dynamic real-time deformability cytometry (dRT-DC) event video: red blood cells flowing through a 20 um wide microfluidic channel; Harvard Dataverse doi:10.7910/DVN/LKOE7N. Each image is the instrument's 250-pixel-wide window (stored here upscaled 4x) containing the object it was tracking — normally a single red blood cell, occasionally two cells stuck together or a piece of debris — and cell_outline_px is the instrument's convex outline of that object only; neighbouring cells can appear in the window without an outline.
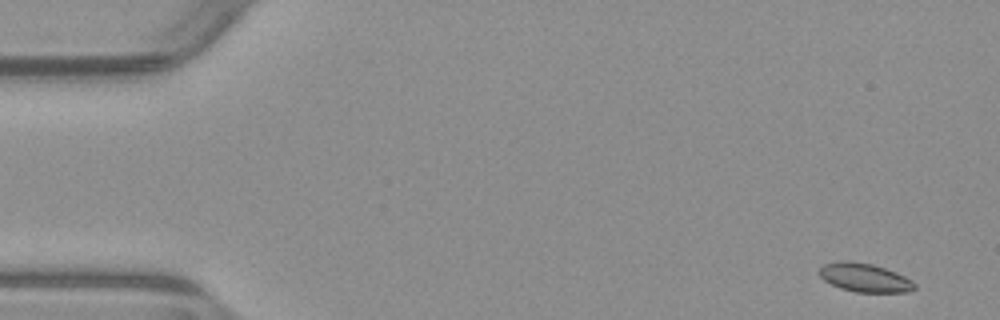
{"species": "common noctule bat (a hibernating species)", "species_latin": "Nyctalus noctula", "temperature_condition": "warm", "stored_images_in_passage": 12, "camera_frame_rate_fps": 3000, "um_per_image_px": 0.085, "animal": {"sex": "male", "body_mass_g": 23.1, "forearm_length_mm": 52.7}, "frame": {"image": 1, "passage_image": 2, "time_ms": 0.333, "image_size_px": [1000, 320], "cell_outline_px": [[916, 288], [908, 292], [856, 292], [840, 288], [824, 280], [820, 276], [820, 268], [824, 264], [844, 260], [848, 260], [872, 264], [896, 272], [912, 280], [916, 284]], "centroid_in_image_um": [73.52, 23.6], "position_along_channel_um": 11.5, "area_um2": 15.84}}